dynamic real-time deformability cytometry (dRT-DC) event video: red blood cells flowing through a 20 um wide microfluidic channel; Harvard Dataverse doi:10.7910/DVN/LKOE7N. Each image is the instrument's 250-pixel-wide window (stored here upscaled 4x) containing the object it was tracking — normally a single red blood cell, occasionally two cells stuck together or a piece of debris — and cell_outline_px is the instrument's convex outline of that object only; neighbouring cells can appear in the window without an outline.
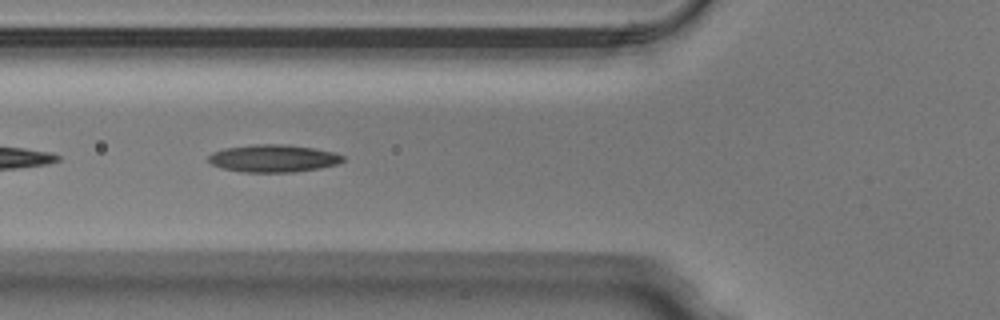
{"species": "Egyptian fruit bat (a non-hibernating species)", "species_latin": "Rousettus aegyptiacus", "temperature_condition": "warm", "stored_images_in_passage": 20, "camera_frame_rate_fps": 3000, "um_per_image_px": 0.085, "animal": {"sex": "male"}, "frame": {"image": 1, "passage_image": 4, "time_ms": 1.0, "image_size_px": [1000, 320], "cell_outline_px": [[344, 160], [336, 164], [320, 168], [292, 172], [240, 172], [220, 168], [212, 164], [208, 160], [208, 156], [212, 152], [224, 148], [252, 144], [284, 144], [312, 148], [336, 152], [344, 156]], "centroid_in_image_um": [23.2, 13.46], "position_along_channel_um": 102.6, "area_um2": 21.68}}